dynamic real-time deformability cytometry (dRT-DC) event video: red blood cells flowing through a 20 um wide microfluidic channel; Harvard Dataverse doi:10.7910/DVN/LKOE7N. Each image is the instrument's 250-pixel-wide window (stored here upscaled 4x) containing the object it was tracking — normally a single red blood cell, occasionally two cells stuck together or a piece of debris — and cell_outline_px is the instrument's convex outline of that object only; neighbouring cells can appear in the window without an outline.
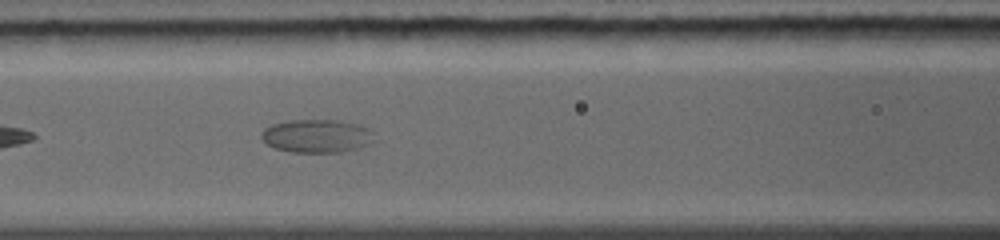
{"species": "common noctule bat (a hibernating species)", "species_latin": "Nyctalus noctula", "temperature_condition": "warm", "stored_images_in_passage": 6, "camera_frame_rate_fps": 5000, "um_per_image_px": 0.085, "animal": {"sex": "female", "body_mass_g": 19.0, "forearm_length_mm": 56.7}, "frame": {"image": 1, "passage_image": 5, "time_ms": 3.0, "image_size_px": [1000, 240], "cell_outline_px": [[372, 132], [368, 144], [360, 148], [340, 152], [292, 152], [276, 148], [268, 144], [260, 136], [260, 132], [264, 128], [272, 124], [288, 120], [340, 120], [356, 124], [368, 128]], "centroid_in_image_um": [26.87, 11.55], "position_along_channel_um": 139.7, "area_um2": 21.68}}